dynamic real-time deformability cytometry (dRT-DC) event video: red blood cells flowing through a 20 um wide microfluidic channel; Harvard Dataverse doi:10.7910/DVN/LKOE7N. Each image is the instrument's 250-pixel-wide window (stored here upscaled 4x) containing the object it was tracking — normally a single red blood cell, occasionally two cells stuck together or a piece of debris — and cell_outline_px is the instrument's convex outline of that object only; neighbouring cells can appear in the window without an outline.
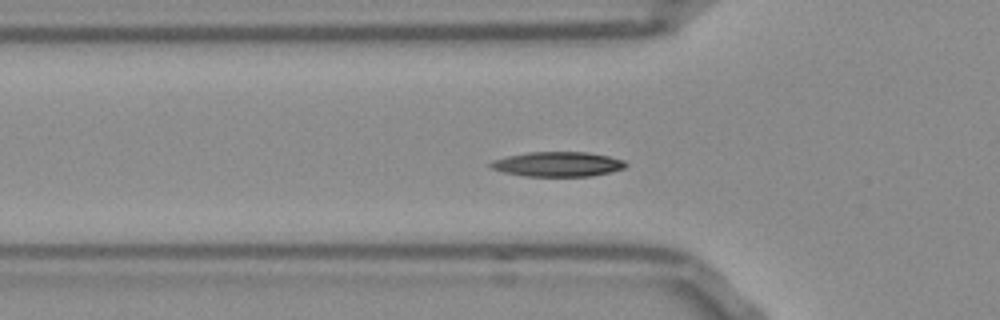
{"species": "Egyptian fruit bat (a non-hibernating species)", "species_latin": "Rousettus aegyptiacus", "temperature_condition": "room temperature", "stored_images_in_passage": 28, "camera_frame_rate_fps": 3000, "um_per_image_px": 0.085, "frame": {"image": 1, "passage_image": 16, "time_ms": 5.0, "image_size_px": [1000, 320], "cell_outline_px": [[628, 164], [624, 168], [592, 176], [524, 176], [504, 172], [492, 168], [488, 164], [492, 160], [508, 156], [528, 152], [588, 152], [608, 156], [624, 160]], "centroid_in_image_um": [47.4, 13.95], "position_along_channel_um": 78.4, "area_um2": 19.42}}
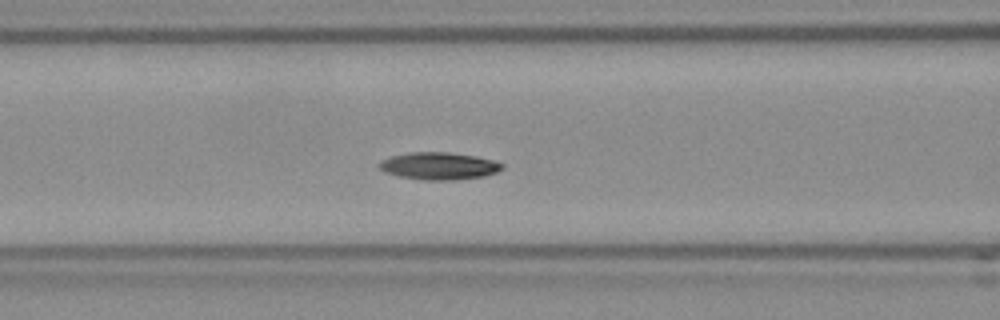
{"frame": {"image": 2, "passage_image": 20, "time_ms": 6.333, "image_size_px": [1000, 320], "cell_outline_px": [[504, 168], [496, 172], [484, 176], [456, 180], [424, 180], [400, 176], [384, 172], [380, 168], [380, 164], [384, 160], [392, 156], [412, 152], [448, 152], [476, 156], [492, 160], [504, 164]], "centroid_in_image_um": [37.36, 14.11], "position_along_channel_um": 129.2, "area_um2": 19.36}}